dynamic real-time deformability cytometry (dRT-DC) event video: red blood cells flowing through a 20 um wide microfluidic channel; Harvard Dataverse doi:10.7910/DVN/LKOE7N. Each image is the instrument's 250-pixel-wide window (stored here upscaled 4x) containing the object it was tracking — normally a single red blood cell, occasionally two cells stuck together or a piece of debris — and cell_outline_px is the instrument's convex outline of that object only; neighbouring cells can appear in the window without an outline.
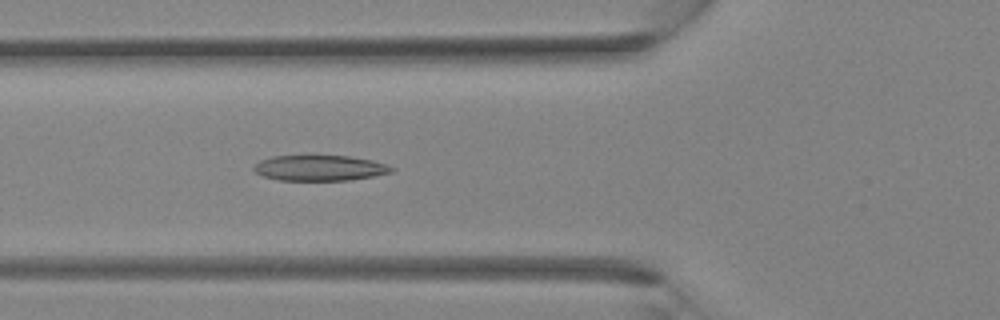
{"species": "Egyptian fruit bat (a non-hibernating species)", "species_latin": "Rousettus aegyptiacus", "temperature_condition": "room temperature", "stored_images_in_passage": 34, "camera_frame_rate_fps": 3000, "um_per_image_px": 0.085, "animal": {"sex": "female"}, "frame": {"image": 1, "passage_image": 12, "time_ms": 3.667, "image_size_px": [1000, 320], "cell_outline_px": [[396, 168], [392, 172], [372, 176], [348, 180], [280, 180], [264, 176], [256, 172], [252, 168], [260, 160], [272, 156], [348, 156], [372, 160], [388, 164]], "centroid_in_image_um": [27.2, 14.27], "position_along_channel_um": 98.6, "area_um2": 20.35}}
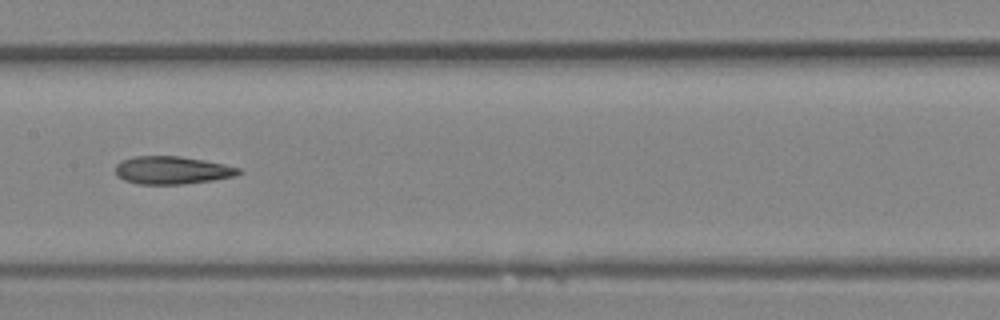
{"frame": {"image": 2, "passage_image": 17, "time_ms": 5.333, "image_size_px": [1000, 320], "cell_outline_px": [[244, 172], [236, 176], [212, 180], [184, 184], [136, 184], [124, 180], [116, 176], [116, 164], [120, 160], [136, 156], [180, 156], [204, 160], [224, 164], [240, 168]], "centroid_in_image_um": [14.63, 14.47], "position_along_channel_um": 192.8, "area_um2": 20.17}}
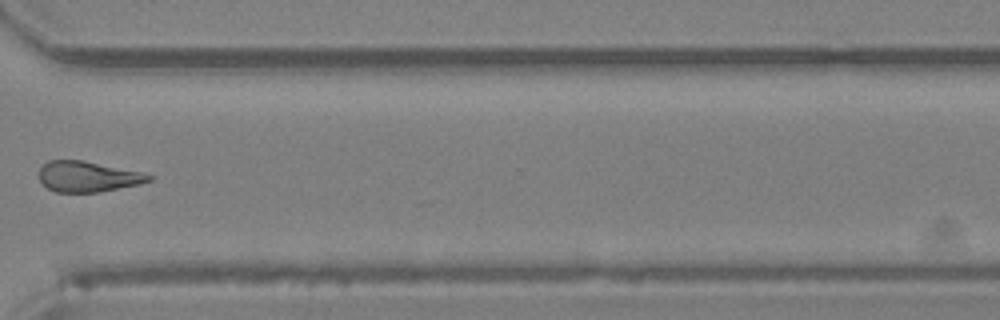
{"frame": {"image": 3, "passage_image": 26, "time_ms": 8.333, "image_size_px": [1000, 320], "cell_outline_px": [[152, 180], [140, 184], [100, 192], [56, 192], [48, 188], [40, 180], [40, 168], [48, 160], [84, 160], [140, 172], [152, 176]], "centroid_in_image_um": [7.46, 15.01], "position_along_channel_um": 363.1, "area_um2": 19.42}}